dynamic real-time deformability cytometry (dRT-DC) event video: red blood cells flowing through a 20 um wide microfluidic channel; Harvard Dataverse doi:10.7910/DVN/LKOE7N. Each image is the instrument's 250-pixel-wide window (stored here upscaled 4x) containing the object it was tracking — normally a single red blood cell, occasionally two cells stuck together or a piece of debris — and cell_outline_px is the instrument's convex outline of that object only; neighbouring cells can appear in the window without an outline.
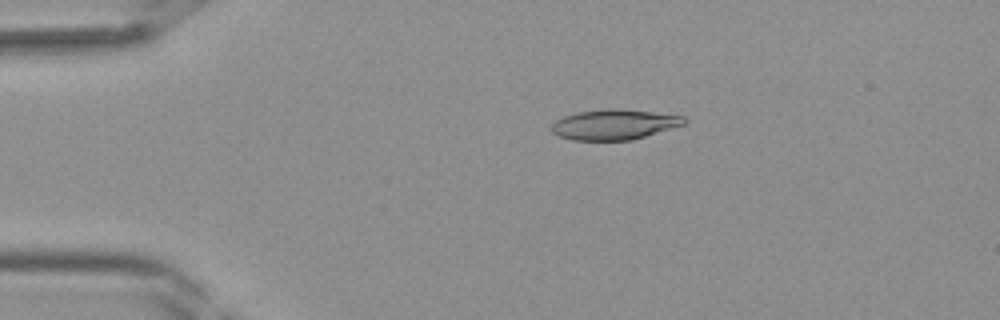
{"species": "Egyptian fruit bat (a non-hibernating species)", "species_latin": "Rousettus aegyptiacus", "temperature_condition": "room temperature", "stored_images_in_passage": 40, "camera_frame_rate_fps": 3000, "um_per_image_px": 0.085, "frame": {"image": 1, "passage_image": 8, "time_ms": 2.333, "image_size_px": [1000, 320], "cell_outline_px": [[688, 120], [684, 124], [644, 136], [628, 140], [572, 140], [560, 136], [552, 132], [548, 128], [556, 120], [564, 116], [576, 112], [608, 108], [620, 108], [684, 116]], "centroid_in_image_um": [52.16, 10.57], "position_along_channel_um": 32.8, "area_um2": 23.29}}
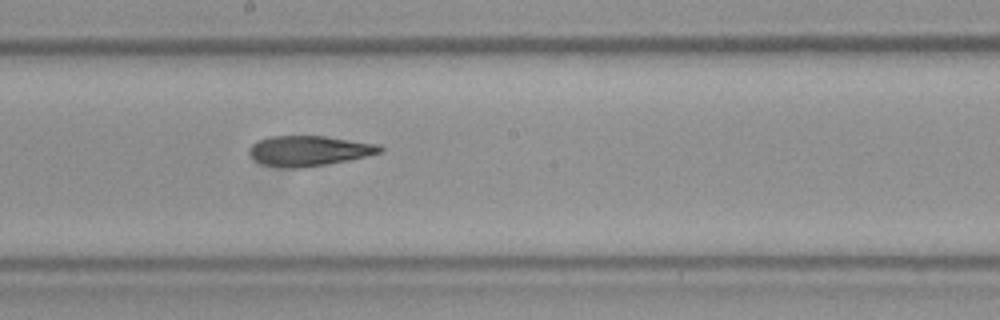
{"frame": {"image": 2, "passage_image": 22, "time_ms": 7.0, "image_size_px": [1000, 320], "cell_outline_px": [[384, 152], [348, 160], [300, 168], [292, 168], [260, 164], [248, 152], [248, 148], [256, 140], [268, 136], [324, 136], [380, 144], [384, 148]], "centroid_in_image_um": [26.26, 12.8], "position_along_channel_um": 221.9, "area_um2": 23.06}}
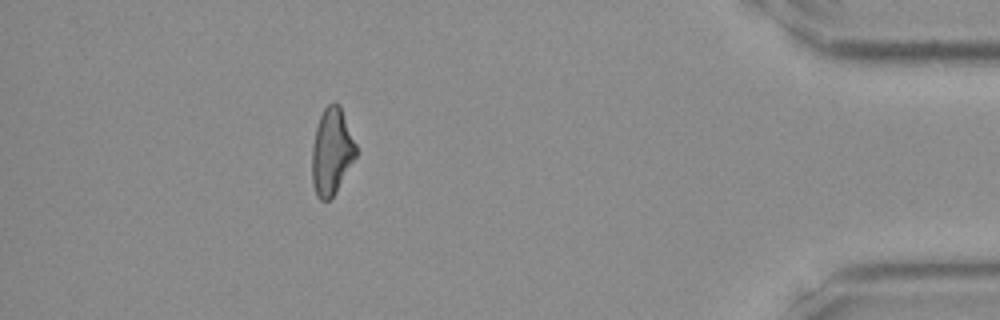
{"frame": {"image": 3, "passage_image": 36, "time_ms": 11.667, "image_size_px": [1000, 320], "cell_outline_px": [[356, 156], [336, 192], [328, 200], [320, 200], [316, 196], [312, 184], [312, 144], [316, 128], [320, 116], [324, 108], [332, 100], [340, 104], [356, 144]], "centroid_in_image_um": [28.18, 12.86], "position_along_channel_um": 407.0, "area_um2": 22.31}}